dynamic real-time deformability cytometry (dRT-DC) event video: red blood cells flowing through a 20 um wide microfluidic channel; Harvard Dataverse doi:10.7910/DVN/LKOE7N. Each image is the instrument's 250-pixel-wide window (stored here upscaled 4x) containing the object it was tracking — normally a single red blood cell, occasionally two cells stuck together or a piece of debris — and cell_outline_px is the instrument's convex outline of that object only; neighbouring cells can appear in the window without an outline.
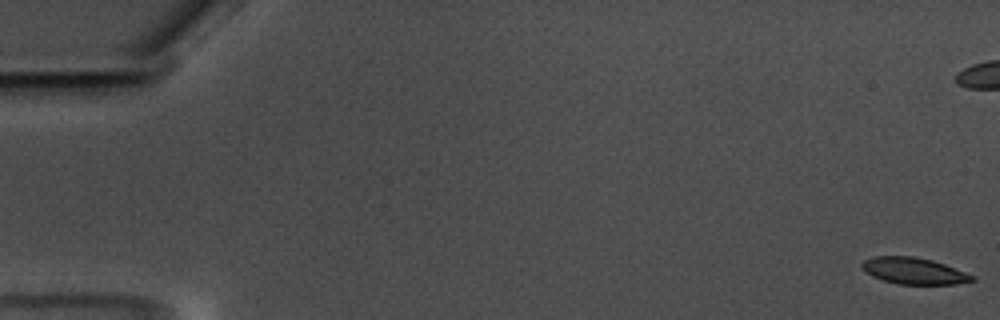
{"species": "common noctule bat (a hibernating species)", "species_latin": "Nyctalus noctula", "temperature_condition": "warm", "stored_images_in_passage": 20, "camera_frame_rate_fps": 3000, "um_per_image_px": 0.085, "animal": {"sex": "male", "body_mass_g": 17.5, "forearm_length_mm": 52.3}, "frame": {"image": 1, "passage_image": 1, "time_ms": 0.0, "image_size_px": [1000, 320], "cell_outline_px": [[976, 280], [956, 284], [896, 284], [872, 276], [860, 264], [864, 260], [872, 256], [912, 256], [932, 260], [944, 264], [976, 276]], "centroid_in_image_um": [77.7, 23.02], "position_along_channel_um": 7.3, "area_um2": 16.94}}